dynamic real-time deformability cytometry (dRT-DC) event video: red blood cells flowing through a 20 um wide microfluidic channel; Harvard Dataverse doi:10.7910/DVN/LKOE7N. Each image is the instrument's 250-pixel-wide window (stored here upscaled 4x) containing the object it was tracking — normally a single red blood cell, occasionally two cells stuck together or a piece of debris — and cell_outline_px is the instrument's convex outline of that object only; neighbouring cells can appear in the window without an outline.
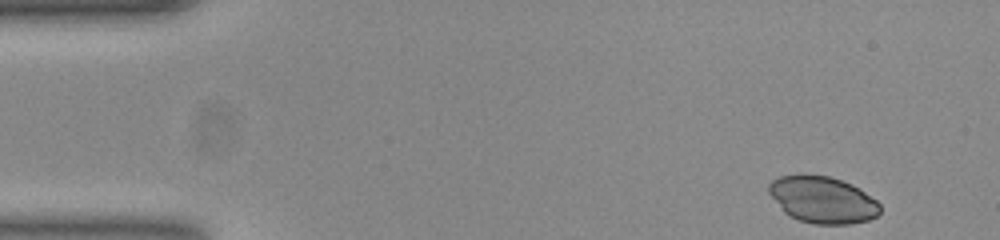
{"species": "common noctule bat (a hibernating species)", "species_latin": "Nyctalus noctula", "temperature_condition": "room temperature", "stored_images_in_passage": 49, "camera_frame_rate_fps": 3000, "um_per_image_px": 0.085, "animal": {"sex": "female", "body_mass_g": 23.0, "forearm_length_mm": 53.4}, "frame": {"image": 1, "passage_image": 1, "time_ms": 0.0, "image_size_px": [1000, 240], "cell_outline_px": [[880, 212], [876, 216], [868, 220], [852, 224], [812, 224], [788, 216], [784, 212], [768, 192], [768, 184], [772, 180], [780, 176], [800, 172], [804, 172], [828, 176], [852, 184], [860, 188], [876, 200], [880, 204]], "centroid_in_image_um": [69.89, 16.95], "position_along_channel_um": 15.1, "area_um2": 30.81}}